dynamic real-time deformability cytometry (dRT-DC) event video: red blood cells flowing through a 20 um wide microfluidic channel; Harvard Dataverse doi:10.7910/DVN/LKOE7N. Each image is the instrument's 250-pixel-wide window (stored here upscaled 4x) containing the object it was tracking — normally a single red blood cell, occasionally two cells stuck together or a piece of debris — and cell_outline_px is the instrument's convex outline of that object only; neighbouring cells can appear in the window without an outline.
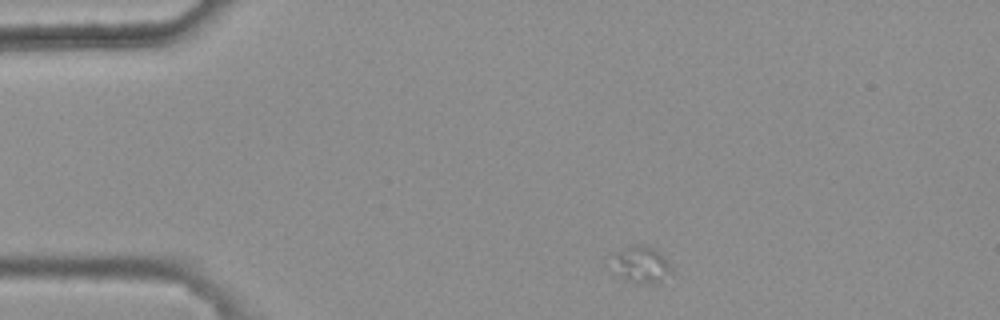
{"species": "common noctule bat (a hibernating species)", "species_latin": "Nyctalus noctula", "temperature_condition": "warm", "stored_images_in_passage": 4, "camera_frame_rate_fps": 3000, "um_per_image_px": 0.085, "animal": {"sex": "female", "body_mass_g": 25.1}, "frame": {"image": 1, "passage_image": 1, "time_ms": 0.0, "image_size_px": [1000, 320], "cell_outline_px": [[672, 272], [660, 284], [636, 284], [624, 280], [604, 260], [608, 252], [620, 248], [636, 244], [644, 244], [660, 252], [672, 268]], "centroid_in_image_um": [54.34, 22.48], "position_along_channel_um": 30.7, "area_um2": 13.99}}